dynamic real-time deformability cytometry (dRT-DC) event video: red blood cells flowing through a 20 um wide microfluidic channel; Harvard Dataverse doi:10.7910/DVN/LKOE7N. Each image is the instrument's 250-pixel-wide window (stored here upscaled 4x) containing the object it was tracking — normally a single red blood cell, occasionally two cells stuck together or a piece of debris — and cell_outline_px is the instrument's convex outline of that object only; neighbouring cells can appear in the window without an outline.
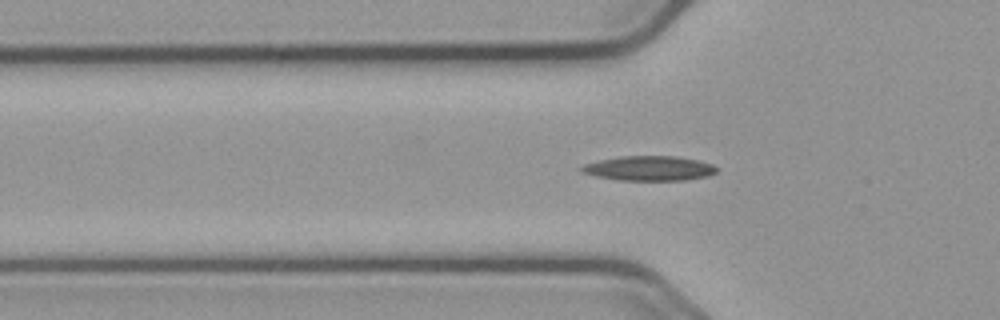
{"species": "common noctule bat (a hibernating species)", "species_latin": "Nyctalus noctula", "temperature_condition": "cold", "stored_images_in_passage": 47, "camera_frame_rate_fps": 3000, "um_per_image_px": 0.085, "animal": {"sex": "male", "body_mass_g": 23.1, "forearm_length_mm": 52.7}, "frame": {"image": 1, "passage_image": 8, "time_ms": 2.333, "image_size_px": [1000, 320], "cell_outline_px": [[716, 172], [708, 176], [684, 180], [616, 180], [596, 176], [580, 172], [580, 168], [584, 164], [600, 160], [620, 156], [676, 156], [696, 160], [712, 164], [716, 168]], "centroid_in_image_um": [55.15, 14.31], "position_along_channel_um": 70.7, "area_um2": 19.36}}
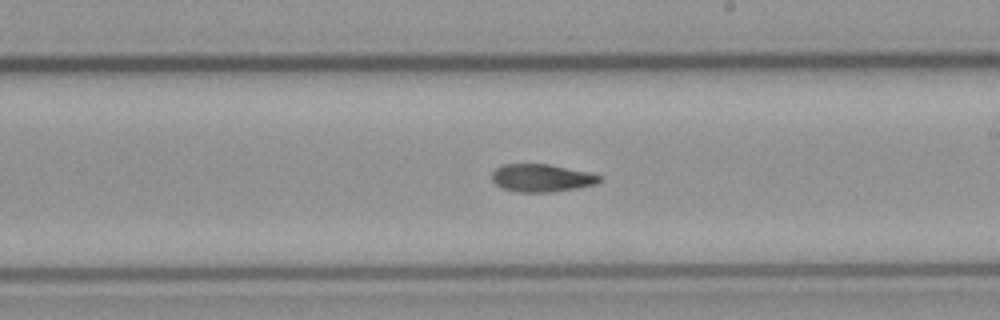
{"frame": {"image": 2, "passage_image": 22, "time_ms": 7.0, "image_size_px": [1000, 320], "cell_outline_px": [[600, 180], [596, 184], [576, 188], [552, 192], [516, 192], [504, 188], [496, 184], [492, 180], [492, 172], [496, 168], [504, 164], [548, 164], [588, 172], [600, 176]], "centroid_in_image_um": [46.01, 15.13], "position_along_channel_um": 243.0, "area_um2": 17.22}}
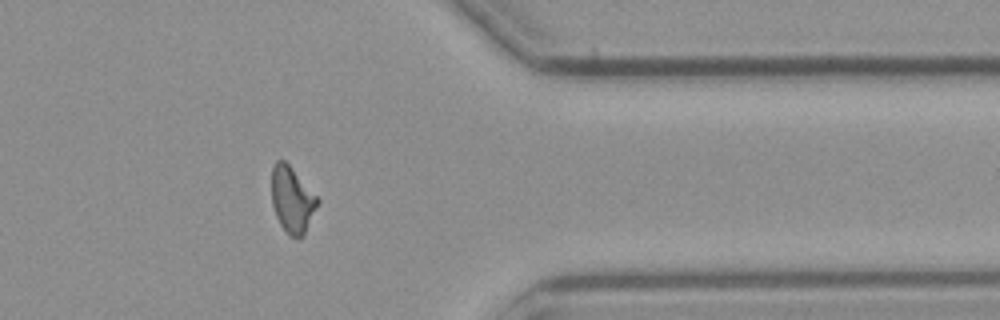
{"frame": {"image": 3, "passage_image": 35, "time_ms": 11.333, "image_size_px": [1000, 320], "cell_outline_px": [[320, 200], [304, 236], [300, 240], [288, 236], [280, 224], [276, 216], [272, 204], [272, 168], [276, 160], [284, 160], [292, 168]], "centroid_in_image_um": [24.83, 17.02], "position_along_channel_um": 386.6, "area_um2": 17.74}, "authors_computed_cell_mechanics": {"area_um2": 17.7446, "velocity_mm_per_s": 3.6585, "shape_relaxation_time_tau1_ms": null, "shape_relaxation_time_tau2_ms": 7.8634, "deformation_change_tau1": null, "deformation_change_tau2": 0.1468}}